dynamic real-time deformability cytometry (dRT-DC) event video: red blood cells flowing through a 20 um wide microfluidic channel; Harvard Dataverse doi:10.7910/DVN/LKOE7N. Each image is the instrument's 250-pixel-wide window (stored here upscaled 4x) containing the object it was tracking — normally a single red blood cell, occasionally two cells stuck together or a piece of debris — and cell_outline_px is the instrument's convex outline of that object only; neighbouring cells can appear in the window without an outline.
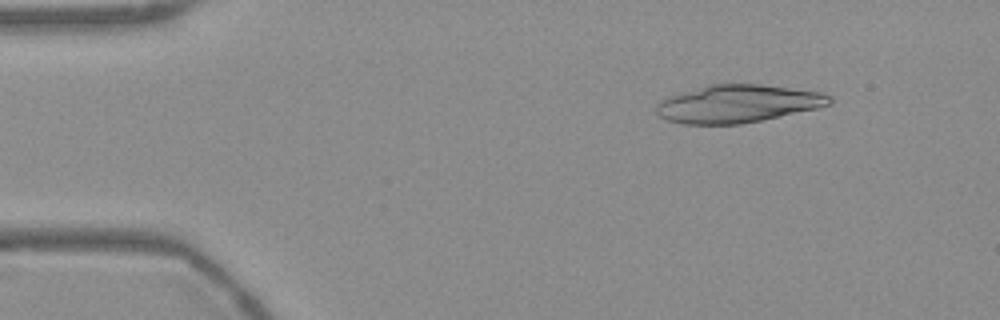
{"species": "Egyptian fruit bat (a non-hibernating species)", "species_latin": "Rousettus aegyptiacus", "temperature_condition": "warm", "stored_images_in_passage": 52, "camera_frame_rate_fps": 3000, "um_per_image_px": 0.085, "frame": {"image": 1, "passage_image": 6, "time_ms": 1.667, "image_size_px": [1000, 320], "cell_outline_px": [[832, 104], [816, 108], [760, 120], [740, 124], [684, 124], [668, 120], [660, 116], [656, 112], [656, 104], [660, 100], [668, 96], [712, 84], [760, 84], [820, 92], [832, 96]], "centroid_in_image_um": [62.69, 8.81], "position_along_channel_um": 22.3, "area_um2": 37.74}}